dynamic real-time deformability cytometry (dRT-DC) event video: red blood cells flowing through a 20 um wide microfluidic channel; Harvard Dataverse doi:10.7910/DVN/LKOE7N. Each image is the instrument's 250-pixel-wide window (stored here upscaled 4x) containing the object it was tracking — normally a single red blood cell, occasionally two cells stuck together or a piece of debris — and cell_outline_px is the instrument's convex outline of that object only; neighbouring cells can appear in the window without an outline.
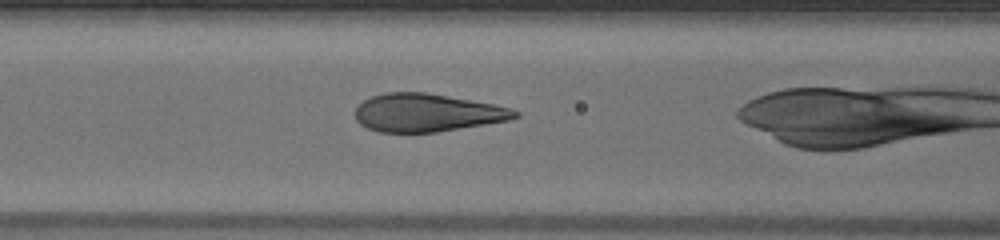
{"species": "human", "species_latin": "Homo sapiens", "temperature_condition": "warm", "stored_images_in_passage": 35, "camera_frame_rate_fps": 3000, "um_per_image_px": 0.085, "donor": {"sex": "male"}, "frame": {"image": 1, "passage_image": 15, "time_ms": 4.667, "image_size_px": [1000, 240], "cell_outline_px": [[520, 116], [508, 120], [436, 132], [380, 132], [368, 128], [360, 124], [356, 120], [356, 104], [372, 96], [384, 92], [424, 92], [492, 104], [508, 108], [520, 112]], "centroid_in_image_um": [36.24, 9.58], "position_along_channel_um": 130.4, "area_um2": 35.03}}
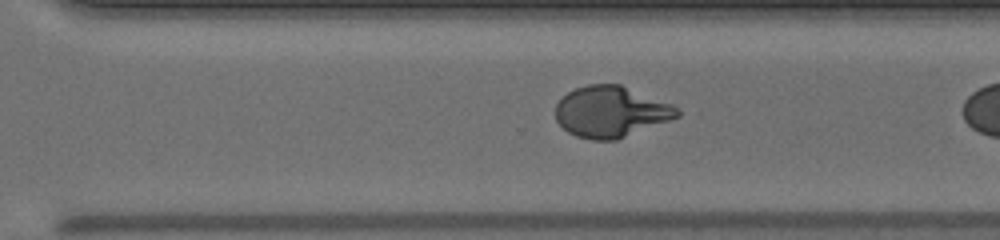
{"frame": {"image": 2, "passage_image": 29, "time_ms": 9.333, "image_size_px": [1000, 240], "cell_outline_px": [[680, 116], [616, 140], [592, 140], [576, 136], [568, 132], [556, 120], [556, 104], [568, 92], [576, 88], [588, 84], [620, 84], [672, 104], [680, 112]], "centroid_in_image_um": [51.92, 9.5], "position_along_channel_um": 318.7, "area_um2": 35.95}}
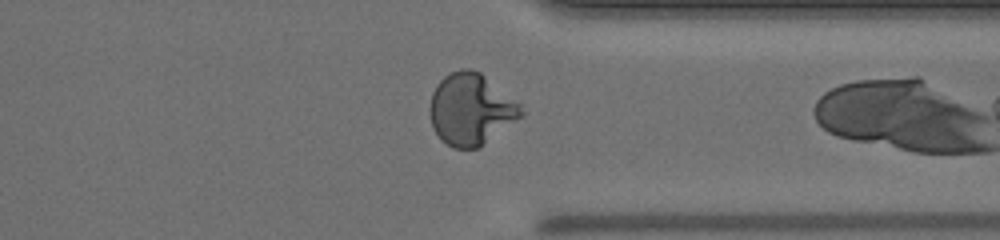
{"frame": {"image": 3, "passage_image": 33, "time_ms": 10.667, "image_size_px": [1000, 240], "cell_outline_px": [[524, 112], [520, 116], [480, 148], [452, 148], [440, 140], [432, 128], [428, 112], [428, 108], [432, 92], [436, 84], [444, 76], [460, 68], [472, 68], [480, 72], [520, 104]], "centroid_in_image_um": [39.96, 9.29], "position_along_channel_um": 371.4, "area_um2": 38.21}}